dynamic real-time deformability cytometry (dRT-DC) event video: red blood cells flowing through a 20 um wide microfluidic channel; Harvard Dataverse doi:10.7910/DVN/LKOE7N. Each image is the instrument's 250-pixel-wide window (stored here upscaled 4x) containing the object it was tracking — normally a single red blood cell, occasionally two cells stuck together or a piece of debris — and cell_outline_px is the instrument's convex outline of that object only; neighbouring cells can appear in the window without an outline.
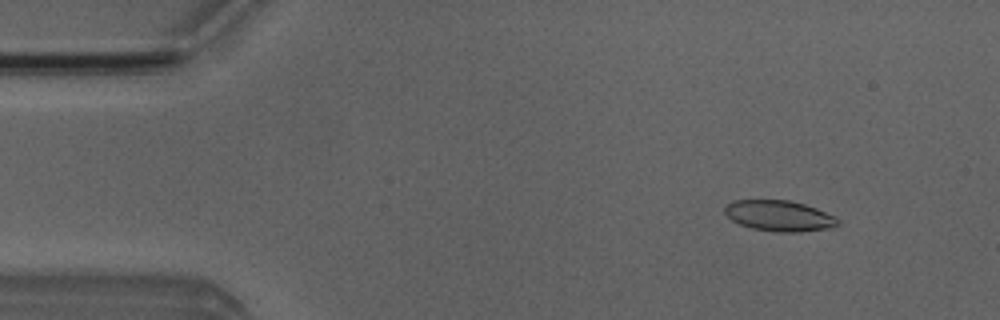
{"species": "Egyptian fruit bat (a non-hibernating species)", "species_latin": "Rousettus aegyptiacus", "temperature_condition": "room temperature", "stored_images_in_passage": 3, "camera_frame_rate_fps": 3000, "um_per_image_px": 0.085, "animal": {"sex": "male"}, "frame": {"image": 1, "passage_image": 1, "time_ms": 0.0, "image_size_px": [1000, 320], "cell_outline_px": [[840, 224], [832, 228], [800, 232], [780, 232], [752, 228], [740, 224], [732, 220], [724, 212], [724, 208], [732, 200], [788, 200], [804, 204], [816, 208], [836, 216], [840, 220]], "centroid_in_image_um": [66.28, 18.34], "position_along_channel_um": 18.7, "area_um2": 20.35}}